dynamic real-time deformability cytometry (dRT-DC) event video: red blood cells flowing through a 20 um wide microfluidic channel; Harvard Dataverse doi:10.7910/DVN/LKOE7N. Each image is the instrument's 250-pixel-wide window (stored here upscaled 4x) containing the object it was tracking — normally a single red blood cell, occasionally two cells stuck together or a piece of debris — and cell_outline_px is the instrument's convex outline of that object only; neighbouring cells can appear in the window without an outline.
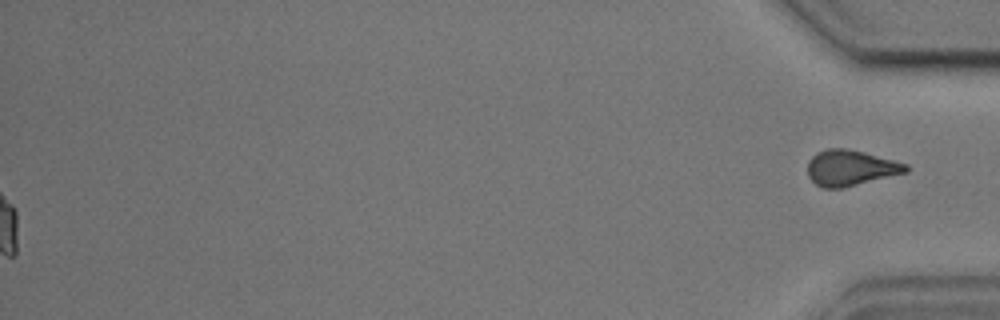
{"species": "common noctule bat (a hibernating species)", "species_latin": "Nyctalus noctula", "temperature_condition": "cold", "stored_images_in_passage": 56, "segment_of_instrument_passage": [2, 2], "camera_frame_rate_fps": 3000, "um_per_image_px": 0.085, "animal": {"sex": "male", "body_mass_g": 17.9, "forearm_length_mm": 54.2}, "frame": {"image": 1, "passage_image": 56, "time_ms": 18.333, "image_size_px": [1000, 320], "cell_outline_px": [[908, 172], [840, 188], [820, 188], [808, 176], [808, 160], [816, 152], [824, 148], [848, 148], [864, 152], [908, 164]], "centroid_in_image_um": [72.26, 14.25], "position_along_channel_um": 362.9, "area_um2": 20.46}}